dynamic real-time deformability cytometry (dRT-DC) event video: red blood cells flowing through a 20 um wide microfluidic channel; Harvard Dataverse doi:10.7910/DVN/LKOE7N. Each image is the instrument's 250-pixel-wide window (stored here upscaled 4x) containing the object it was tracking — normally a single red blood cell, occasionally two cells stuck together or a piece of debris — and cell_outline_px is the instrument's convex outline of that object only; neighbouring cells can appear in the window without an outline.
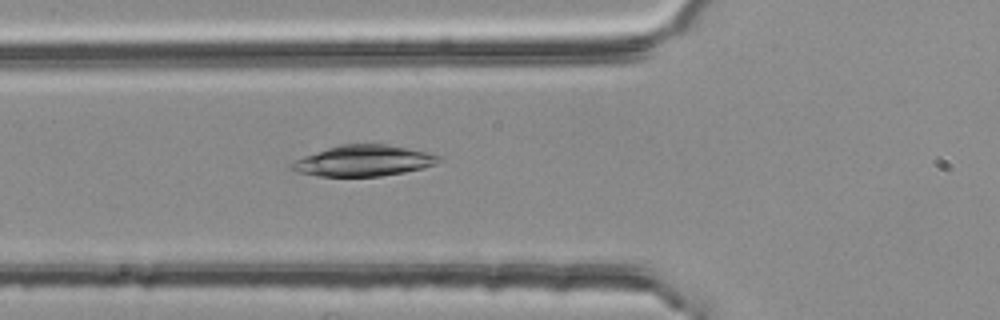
{"species": "common noctule bat (a hibernating species)", "species_latin": "Nyctalus noctula", "temperature_condition": "room temperature", "stored_images_in_passage": 44, "camera_frame_rate_fps": 3000, "um_per_image_px": 0.085, "animal": {"sex": "female", "body_mass_g": 25.1}, "frame": {"image": 1, "passage_image": 10, "time_ms": 3.0, "image_size_px": [1000, 320], "cell_outline_px": [[444, 160], [436, 164], [424, 168], [404, 172], [380, 176], [316, 176], [296, 172], [288, 168], [288, 164], [304, 156], [328, 148], [344, 144], [384, 144], [444, 156]], "centroid_in_image_um": [30.9, 13.68], "position_along_channel_um": 94.9, "area_um2": 26.47}}
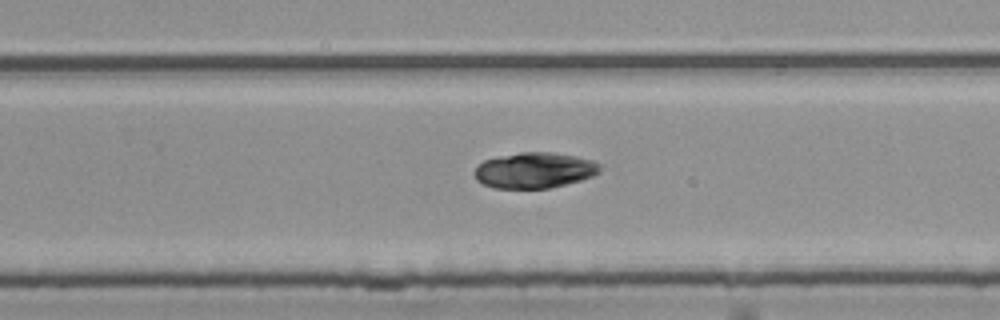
{"frame": {"image": 2, "passage_image": 25, "time_ms": 8.0, "image_size_px": [1000, 320], "cell_outline_px": [[604, 164], [600, 172], [592, 176], [580, 180], [548, 188], [492, 188], [476, 180], [476, 164], [484, 160], [496, 156], [520, 152], [552, 152], [576, 156], [592, 160]], "centroid_in_image_um": [45.45, 14.46], "position_along_channel_um": 284.4, "area_um2": 26.3}}
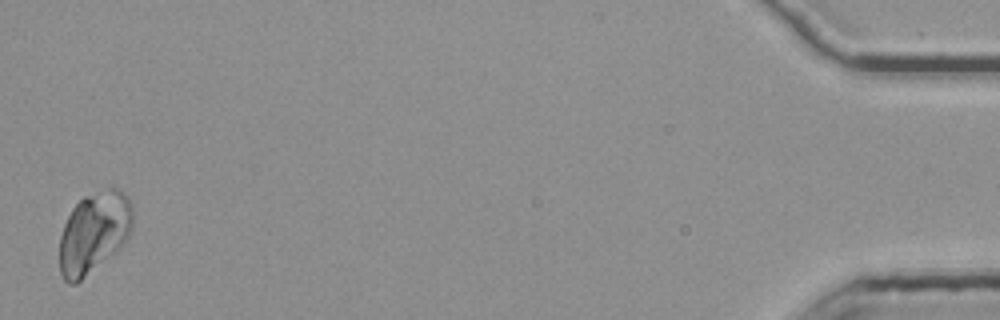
{"frame": {"image": 3, "passage_image": 44, "time_ms": 14.333, "image_size_px": [1000, 320], "cell_outline_px": [[132, 228], [128, 236], [120, 248], [112, 256], [76, 284], [68, 284], [64, 280], [60, 272], [60, 236], [64, 224], [72, 208], [84, 196], [104, 188], [120, 188], [128, 196], [132, 204]], "centroid_in_image_um": [8.0, 19.76], "position_along_channel_um": 427.2, "area_um2": 35.03}, "authors_computed_cell_mechanics": {"area_um2": 26.4435, "velocity_mm_per_s": 3.7735, "shape_relaxation_time_tau1_ms": 4.2802, "shape_relaxation_time_tau2_ms": null, "deformation_change_tau1": 0.1174, "deformation_change_tau2": null}}